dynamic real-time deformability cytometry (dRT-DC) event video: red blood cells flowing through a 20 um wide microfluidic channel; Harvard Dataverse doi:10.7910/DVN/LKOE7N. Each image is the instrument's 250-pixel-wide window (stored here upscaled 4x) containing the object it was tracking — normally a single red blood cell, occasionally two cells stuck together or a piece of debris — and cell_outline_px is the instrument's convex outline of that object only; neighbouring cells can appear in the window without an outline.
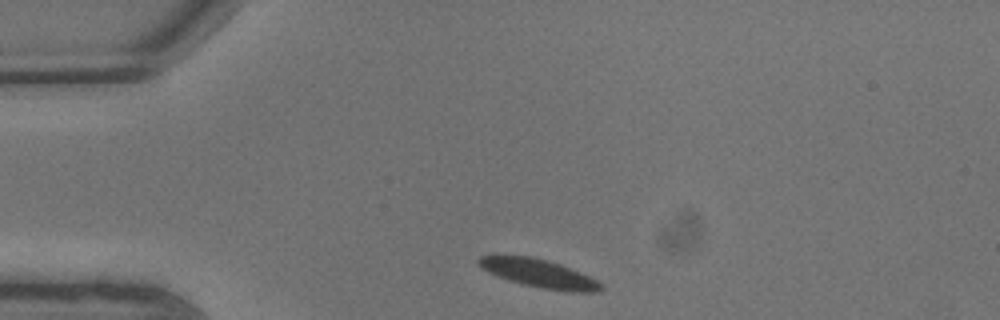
{"species": "common noctule bat (a hibernating species)", "species_latin": "Nyctalus noctula", "temperature_condition": "warm", "stored_images_in_passage": 5, "camera_frame_rate_fps": 3000, "um_per_image_px": 0.085, "animal": {"sex": "male", "body_mass_g": 13.3}, "frame": {"image": 1, "passage_image": 1, "time_ms": 0.0, "image_size_px": [1000, 320], "cell_outline_px": [[604, 288], [600, 292], [568, 292], [540, 288], [508, 280], [496, 276], [480, 268], [476, 264], [476, 260], [480, 256], [492, 252], [496, 252], [528, 256], [548, 260], [572, 268], [604, 284]], "centroid_in_image_um": [45.71, 23.2], "position_along_channel_um": 39.3, "area_um2": 21.1}}
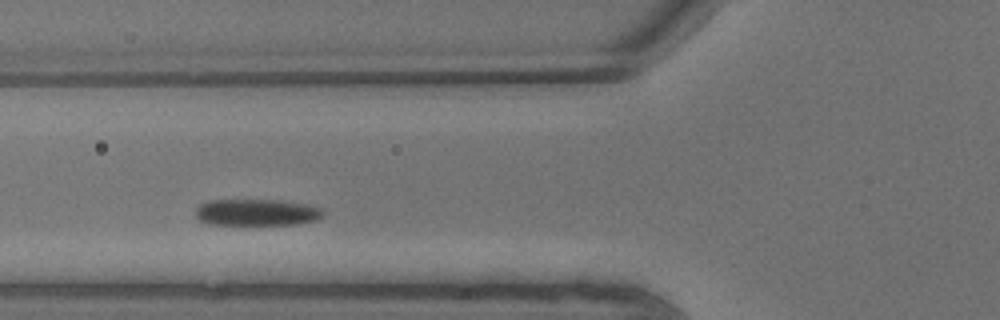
{"frame": {"image": 2, "passage_image": 4, "time_ms": 1.0, "image_size_px": [1000, 320], "cell_outline_px": [[324, 212], [316, 220], [296, 224], [208, 224], [196, 220], [196, 208], [200, 204], [208, 200], [280, 200], [308, 204], [320, 208]], "centroid_in_image_um": [21.77, 18.04], "position_along_channel_um": 104.0, "area_um2": 19.77}}
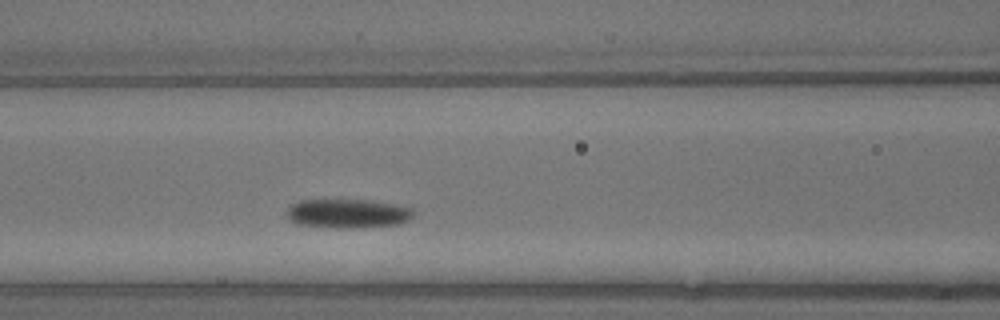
{"frame": {"image": 3, "passage_image": 5, "time_ms": 1.333, "image_size_px": [1000, 320], "cell_outline_px": [[416, 212], [408, 220], [400, 224], [364, 228], [340, 228], [296, 224], [288, 220], [284, 212], [292, 204], [300, 200], [364, 200], [396, 204], [412, 208]], "centroid_in_image_um": [29.55, 18.16], "position_along_channel_um": 137.1, "area_um2": 21.79}}